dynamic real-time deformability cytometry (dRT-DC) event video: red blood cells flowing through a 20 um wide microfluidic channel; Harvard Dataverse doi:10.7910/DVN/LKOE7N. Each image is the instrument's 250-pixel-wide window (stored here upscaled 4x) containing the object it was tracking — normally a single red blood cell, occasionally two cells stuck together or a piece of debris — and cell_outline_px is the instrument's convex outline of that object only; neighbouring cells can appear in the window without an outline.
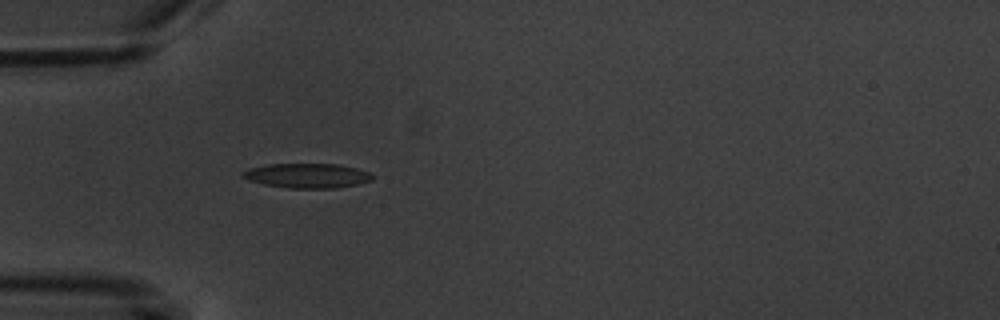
{"species": "common noctule bat (a hibernating species)", "species_latin": "Nyctalus noctula", "temperature_condition": "warm", "stored_images_in_passage": 5, "camera_frame_rate_fps": 3000, "um_per_image_px": 0.085, "animal": {"sex": "male", "body_mass_g": 20.1, "forearm_length_mm": 53.5}, "frame": {"image": 1, "passage_image": 5, "time_ms": 4.667, "image_size_px": [1000, 320], "cell_outline_px": [[372, 180], [356, 184], [336, 188], [288, 188], [264, 184], [248, 180], [240, 176], [240, 172], [248, 168], [268, 164], [340, 164], [356, 168], [368, 172], [372, 176]], "centroid_in_image_um": [26.05, 14.92], "position_along_channel_um": 59.0, "area_um2": 18.61}}